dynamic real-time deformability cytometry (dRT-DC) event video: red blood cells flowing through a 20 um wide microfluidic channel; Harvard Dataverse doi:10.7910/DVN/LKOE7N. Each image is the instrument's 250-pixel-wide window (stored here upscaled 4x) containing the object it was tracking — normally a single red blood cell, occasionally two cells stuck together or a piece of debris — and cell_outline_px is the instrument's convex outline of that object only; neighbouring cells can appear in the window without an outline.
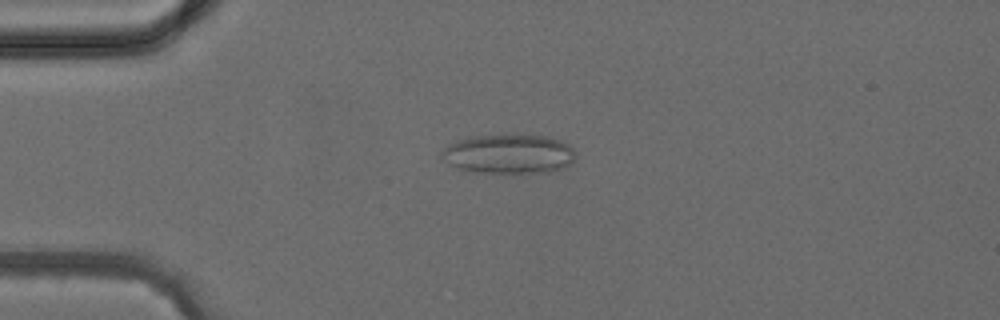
{"species": "common noctule bat (a hibernating species)", "species_latin": "Nyctalus noctula", "temperature_condition": "cold", "stored_images_in_passage": 4, "camera_frame_rate_fps": 3000, "um_per_image_px": 0.085, "animal": {"sex": "female", "body_mass_g": 24.6, "forearm_length_mm": 56.2}, "frame": {"image": 1, "passage_image": 3, "time_ms": 2.333, "image_size_px": [1000, 320], "cell_outline_px": [[576, 156], [572, 164], [564, 168], [552, 172], [512, 176], [480, 172], [460, 168], [444, 160], [440, 156], [440, 152], [448, 144], [472, 136], [548, 136], [560, 140], [568, 144], [576, 152]], "centroid_in_image_um": [43.33, 13.15], "position_along_channel_um": 41.7, "area_um2": 31.33}}